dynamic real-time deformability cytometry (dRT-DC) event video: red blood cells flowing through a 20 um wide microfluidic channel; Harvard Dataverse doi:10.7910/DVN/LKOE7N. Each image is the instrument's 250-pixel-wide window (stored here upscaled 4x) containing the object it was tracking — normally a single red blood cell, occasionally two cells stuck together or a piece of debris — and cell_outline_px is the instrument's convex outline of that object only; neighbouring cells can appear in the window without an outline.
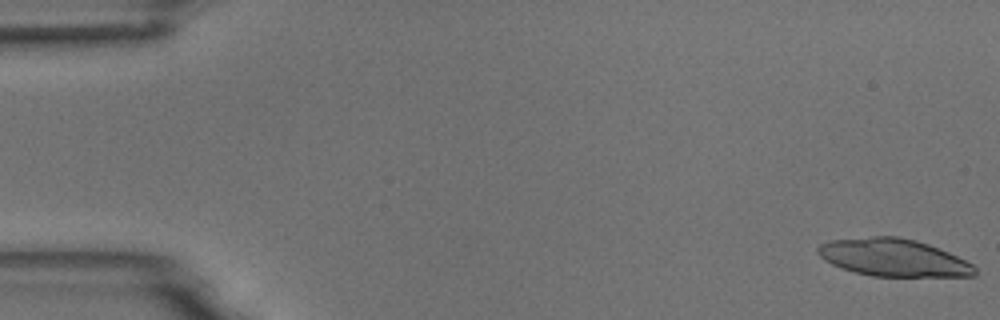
{"species": "common noctule bat (a hibernating species)", "species_latin": "Nyctalus noctula", "temperature_condition": "room temperature", "stored_images_in_passage": 56, "camera_frame_rate_fps": 3000, "um_per_image_px": 0.085, "animal": {"sex": "male", "body_mass_g": 18.8}, "frame": {"image": 1, "passage_image": 1, "time_ms": 0.0, "image_size_px": [1000, 320], "cell_outline_px": [[976, 276], [872, 276], [852, 272], [840, 268], [824, 260], [816, 252], [816, 248], [820, 244], [828, 240], [872, 236], [900, 236], [916, 240], [928, 244], [948, 252], [972, 264], [976, 268]], "centroid_in_image_um": [75.89, 21.89], "position_along_channel_um": 9.1, "area_um2": 34.45}}
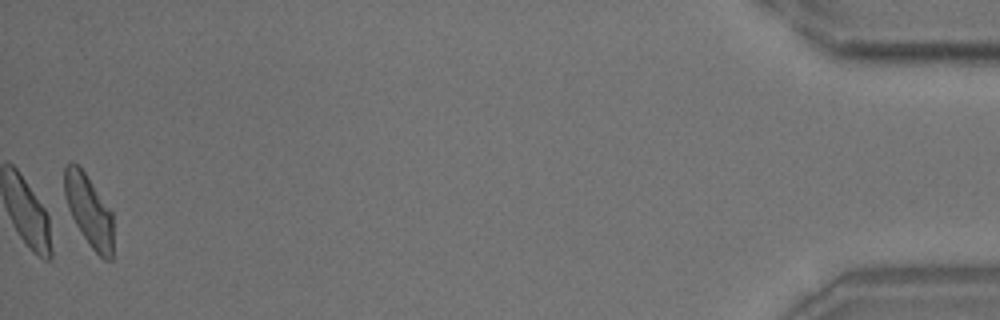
{"frame": {"image": 2, "passage_image": 55, "time_ms": 18.0, "image_size_px": [1000, 320], "cell_outline_px": [[112, 260], [104, 260], [92, 248], [76, 224], [68, 208], [64, 196], [64, 168], [72, 160], [84, 172], [112, 212]], "centroid_in_image_um": [7.54, 17.89], "position_along_channel_um": 427.7, "area_um2": 19.94}, "authors_computed_cell_mechanics": {"area_um2": 20.9236, "velocity_mm_per_s": 3.656, "shape_relaxation_time_tau1_ms": 5.1808, "shape_relaxation_time_tau2_ms": 2.1065, "deformation_change_tau1": 0.1629, "deformation_change_tau2": 0.0924}}